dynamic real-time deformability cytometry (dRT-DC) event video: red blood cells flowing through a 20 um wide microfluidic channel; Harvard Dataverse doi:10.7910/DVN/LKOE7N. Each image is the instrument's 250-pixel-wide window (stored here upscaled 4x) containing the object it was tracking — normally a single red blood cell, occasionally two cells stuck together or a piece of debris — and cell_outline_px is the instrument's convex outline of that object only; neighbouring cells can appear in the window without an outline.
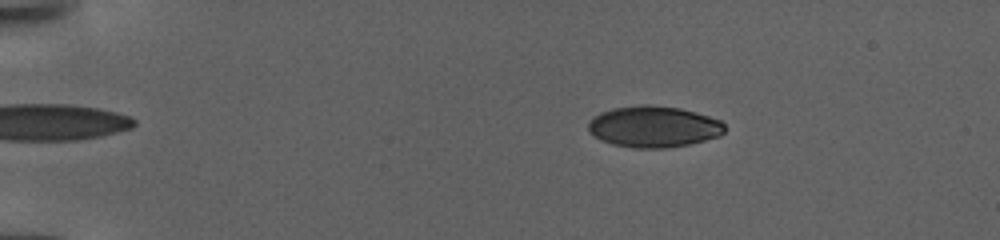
{"species": "human", "species_latin": "Homo sapiens", "temperature_condition": "warm", "stored_images_in_passage": 136, "camera_frame_rate_fps": 3000, "um_per_image_px": 0.085, "donor": {"sex": "female"}, "frame": {"image": 1, "passage_image": 26, "time_ms": 8.333, "image_size_px": [1000, 240], "cell_outline_px": [[724, 132], [720, 136], [688, 144], [664, 148], [632, 148], [612, 144], [600, 140], [588, 132], [588, 124], [592, 116], [600, 112], [612, 108], [640, 104], [648, 104], [680, 108], [696, 112], [720, 120], [724, 124]], "centroid_in_image_um": [55.52, 10.76], "position_along_channel_um": 29.5, "area_um2": 33.06}}
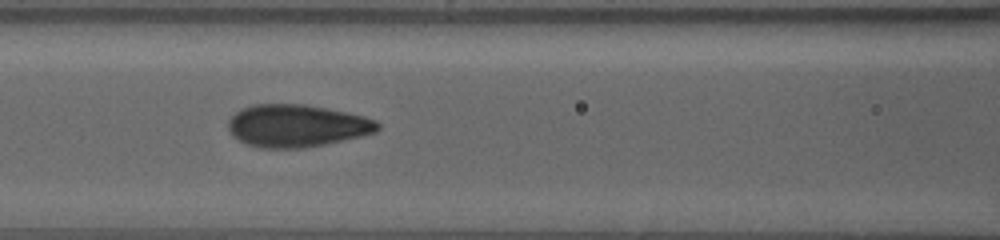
{"frame": {"image": 2, "passage_image": 65, "time_ms": 21.333, "image_size_px": [1000, 240], "cell_outline_px": [[380, 128], [376, 132], [344, 140], [324, 144], [300, 148], [260, 148], [244, 144], [232, 136], [228, 128], [228, 120], [240, 108], [252, 104], [304, 104], [364, 116], [376, 120], [380, 124]], "centroid_in_image_um": [25.18, 10.69], "position_along_channel_um": 141.4, "area_um2": 37.05}}
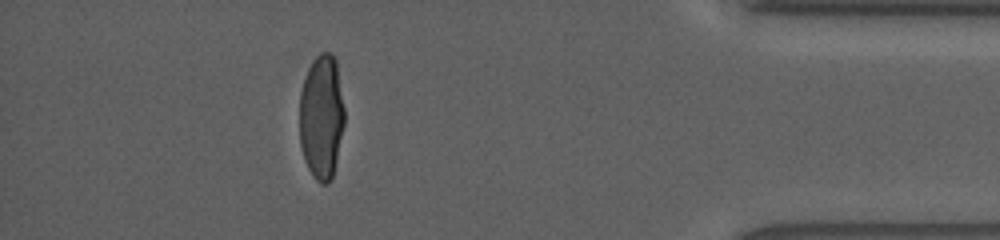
{"frame": {"image": 3, "passage_image": 123, "time_ms": 40.667, "image_size_px": [1000, 240], "cell_outline_px": [[344, 124], [336, 160], [332, 176], [328, 184], [320, 184], [312, 176], [304, 160], [300, 144], [300, 92], [308, 68], [316, 56], [320, 52], [328, 52], [336, 60], [344, 108]], "centroid_in_image_um": [27.32, 9.95], "position_along_channel_um": 407.9, "area_um2": 32.54}}